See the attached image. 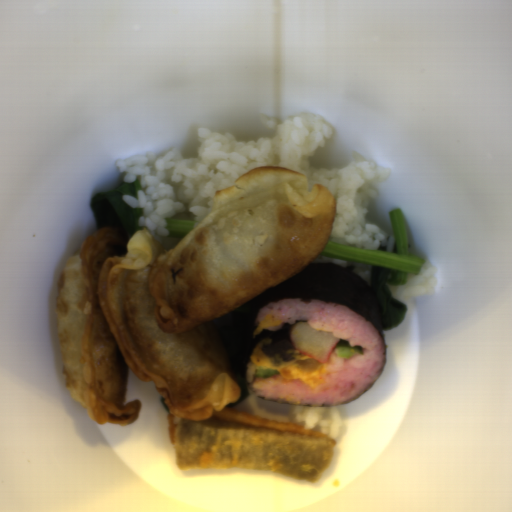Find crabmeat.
<instances>
[{
  "instance_id": "crabmeat-1",
  "label": "crabmeat",
  "mask_w": 512,
  "mask_h": 512,
  "mask_svg": "<svg viewBox=\"0 0 512 512\" xmlns=\"http://www.w3.org/2000/svg\"><path fill=\"white\" fill-rule=\"evenodd\" d=\"M293 347L317 364H326L340 343L331 331H321L307 321H299L288 333Z\"/></svg>"
}]
</instances>
